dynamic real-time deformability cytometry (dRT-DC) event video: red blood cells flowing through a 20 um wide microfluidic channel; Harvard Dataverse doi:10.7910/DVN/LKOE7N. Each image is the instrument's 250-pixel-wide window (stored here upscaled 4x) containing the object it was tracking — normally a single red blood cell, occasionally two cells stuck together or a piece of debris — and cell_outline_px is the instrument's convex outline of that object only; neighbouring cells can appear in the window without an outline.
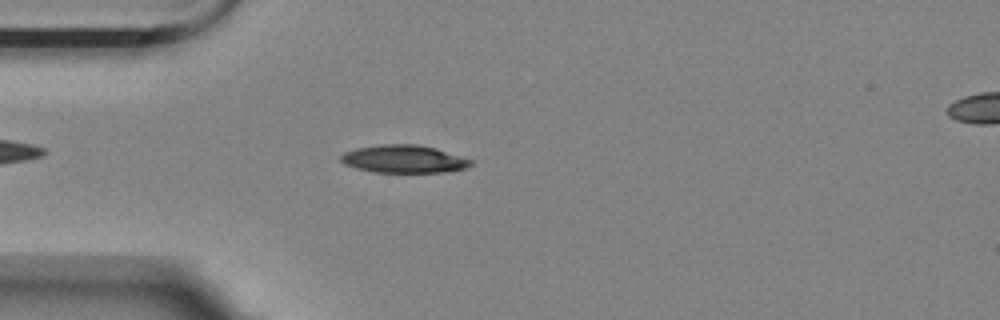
{"species": "Egyptian fruit bat (a non-hibernating species)", "species_latin": "Rousettus aegyptiacus", "temperature_condition": "room temperature", "stored_images_in_passage": 48, "camera_frame_rate_fps": 3000, "um_per_image_px": 0.085, "animal": {"sex": "female"}, "frame": {"image": 1, "passage_image": 7, "time_ms": 2.0, "image_size_px": [1000, 320], "cell_outline_px": [[472, 164], [468, 168], [444, 172], [376, 172], [356, 168], [344, 164], [340, 160], [340, 156], [344, 152], [356, 148], [380, 144], [416, 144], [436, 148], [472, 160]], "centroid_in_image_um": [34.32, 13.51], "position_along_channel_um": 50.7, "area_um2": 21.04}}
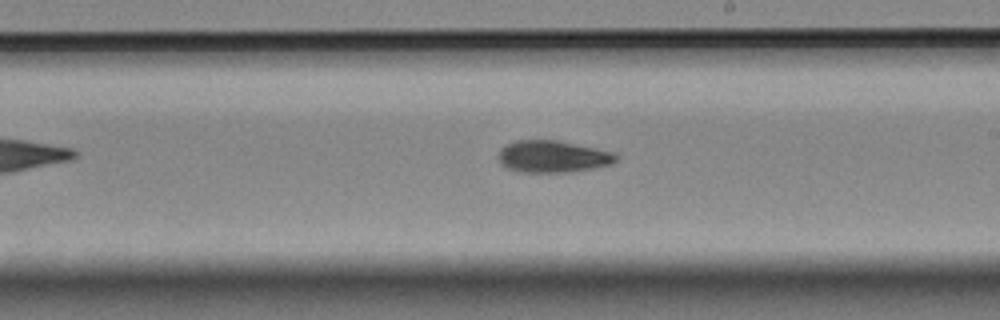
{"frame": {"image": 2, "passage_image": 24, "time_ms": 7.667, "image_size_px": [1000, 320], "cell_outline_px": [[616, 160], [612, 164], [572, 172], [520, 172], [508, 168], [500, 164], [496, 156], [500, 148], [516, 140], [556, 140], [612, 152], [616, 156]], "centroid_in_image_um": [46.91, 13.31], "position_along_channel_um": 242.1, "area_um2": 21.79}}
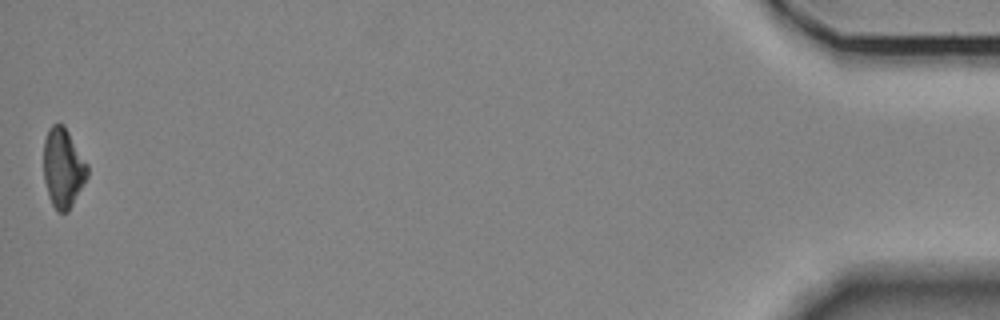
{"frame": {"image": 3, "passage_image": 48, "time_ms": 15.667, "image_size_px": [1000, 320], "cell_outline_px": [[88, 176], [68, 212], [56, 212], [52, 204], [44, 180], [44, 140], [48, 128], [52, 124], [64, 124], [88, 164]], "centroid_in_image_um": [5.37, 14.25], "position_along_channel_um": 429.8, "area_um2": 20.29}, "authors_computed_cell_mechanics": {"area_um2": 21.0392, "velocity_mm_per_s": 3.5266, "shape_relaxation_time_tau1_ms": 8.3913, "shape_relaxation_time_tau2_ms": null, "deformation_change_tau1": 0.2177, "deformation_change_tau2": null}}